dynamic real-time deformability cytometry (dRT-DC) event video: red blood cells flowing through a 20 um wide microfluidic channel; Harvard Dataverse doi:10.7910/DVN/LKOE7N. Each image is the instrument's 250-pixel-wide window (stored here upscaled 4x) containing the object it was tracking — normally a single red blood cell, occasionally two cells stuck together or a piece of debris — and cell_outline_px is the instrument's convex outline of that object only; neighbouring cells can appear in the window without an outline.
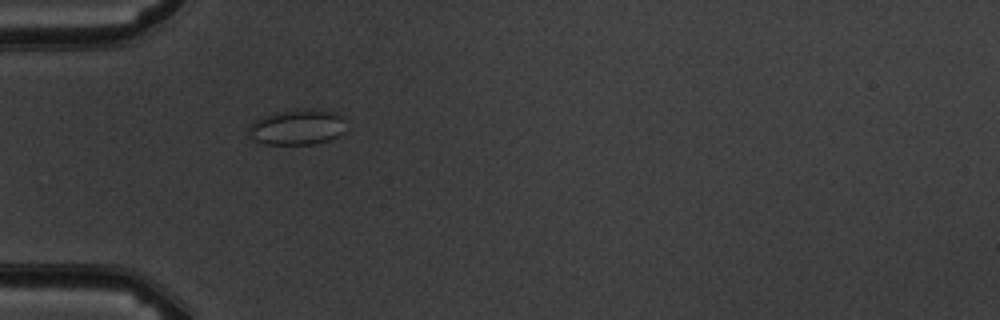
{"species": "common noctule bat (a hibernating species)", "species_latin": "Nyctalus noctula", "temperature_condition": "warm", "stored_images_in_passage": 8, "camera_frame_rate_fps": 3000, "um_per_image_px": 0.085, "animal": {"sex": "male", "body_mass_g": 19.5, "forearm_length_mm": 54.6}, "frame": {"image": 1, "passage_image": 4, "time_ms": 4.0, "image_size_px": [1000, 320], "cell_outline_px": [[344, 132], [328, 140], [312, 144], [264, 144], [252, 140], [248, 132], [248, 128], [256, 120], [264, 116], [280, 112], [304, 108], [332, 112], [340, 116], [344, 120]], "centroid_in_image_um": [25.23, 10.82], "position_along_channel_um": 59.8, "area_um2": 19.83}}
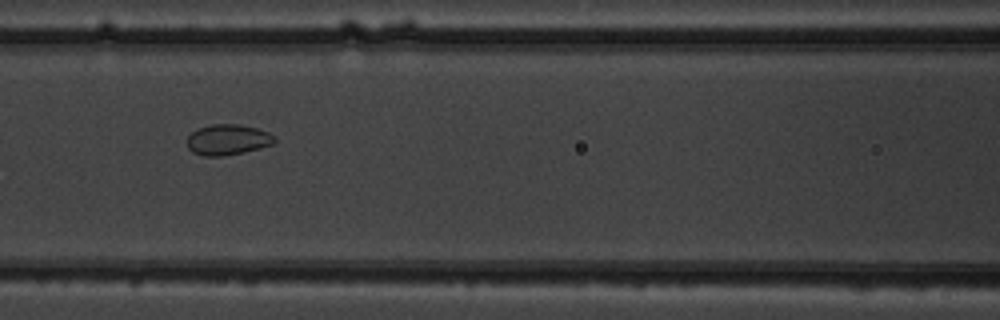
{"frame": {"image": 2, "passage_image": 6, "time_ms": 6.333, "image_size_px": [1000, 320], "cell_outline_px": [[276, 140], [272, 144], [260, 148], [244, 152], [220, 156], [204, 156], [192, 152], [188, 148], [188, 136], [196, 128], [212, 124], [240, 124], [256, 128], [268, 132], [276, 136]], "centroid_in_image_um": [19.36, 11.86], "position_along_channel_um": 147.2, "area_um2": 15.66}}
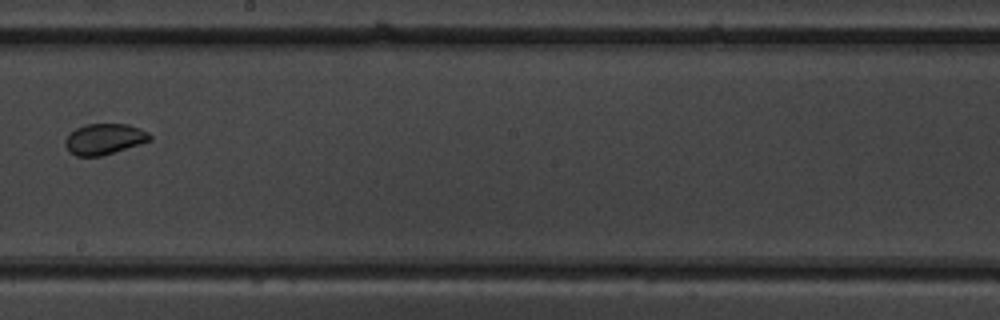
{"frame": {"image": 3, "passage_image": 8, "time_ms": 8.667, "image_size_px": [1000, 320], "cell_outline_px": [[152, 140], [140, 144], [100, 156], [76, 156], [64, 144], [64, 140], [76, 128], [88, 124], [128, 124], [140, 128], [148, 132], [152, 136]], "centroid_in_image_um": [8.9, 11.81], "position_along_channel_um": 239.3, "area_um2": 15.03}}